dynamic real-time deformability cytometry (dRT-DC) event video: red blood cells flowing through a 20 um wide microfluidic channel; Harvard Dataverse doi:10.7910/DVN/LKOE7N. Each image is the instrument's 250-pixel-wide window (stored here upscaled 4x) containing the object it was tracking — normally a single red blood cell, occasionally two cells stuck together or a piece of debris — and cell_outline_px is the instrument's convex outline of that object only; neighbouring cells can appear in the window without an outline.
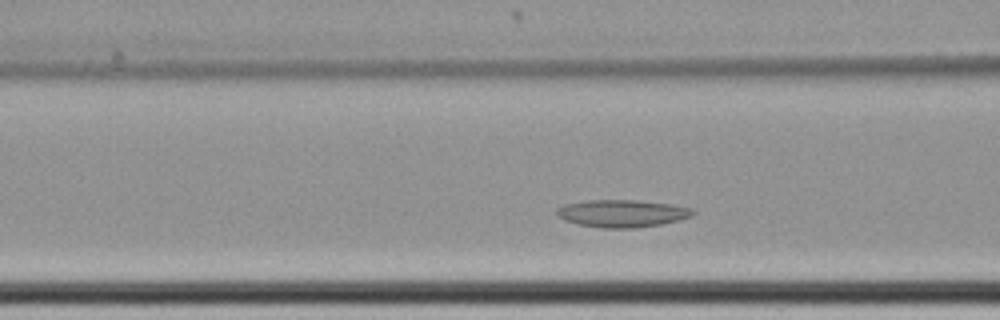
{"species": "common noctule bat (a hibernating species)", "species_latin": "Nyctalus noctula", "temperature_condition": "cold", "stored_images_in_passage": 32, "camera_frame_rate_fps": 3000, "um_per_image_px": 0.085, "animal": {"sex": "female", "body_mass_g": 22.7, "forearm_length_mm": 54.2}, "frame": {"image": 1, "passage_image": 5, "time_ms": 1.333, "image_size_px": [1000, 320], "cell_outline_px": [[696, 212], [692, 216], [680, 220], [660, 224], [636, 228], [600, 228], [576, 224], [564, 220], [556, 212], [556, 208], [564, 204], [588, 200], [636, 200], [672, 204], [696, 208]], "centroid_in_image_um": [52.92, 18.14], "position_along_channel_um": 113.7, "area_um2": 22.02}}
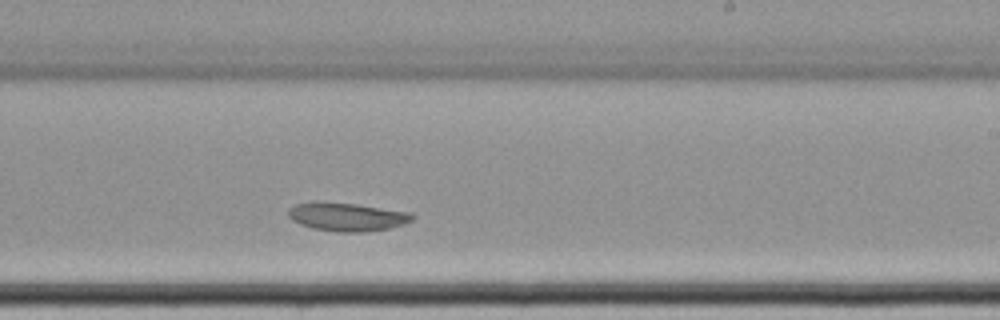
{"frame": {"image": 2, "passage_image": 18, "time_ms": 5.667, "image_size_px": [1000, 320], "cell_outline_px": [[416, 216], [412, 220], [388, 228], [364, 232], [336, 232], [312, 228], [300, 224], [292, 220], [288, 216], [288, 208], [296, 204], [356, 204], [412, 212]], "centroid_in_image_um": [29.54, 18.46], "position_along_channel_um": 259.5, "area_um2": 19.88}}
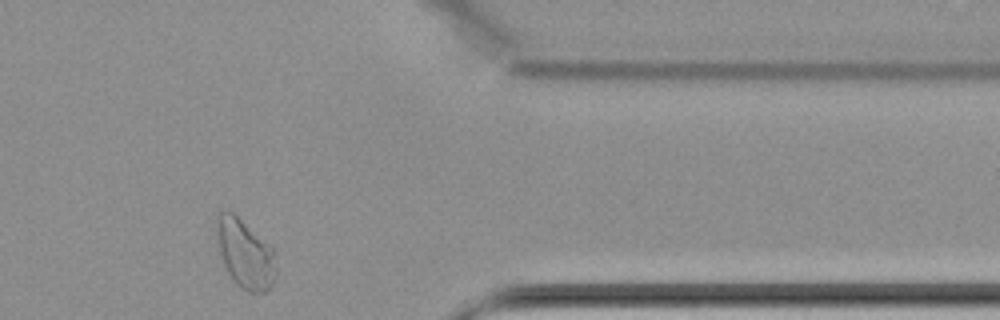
{"frame": {"image": 3, "passage_image": 31, "time_ms": 10.0, "image_size_px": [1000, 320], "cell_outline_px": [[276, 276], [272, 284], [264, 292], [248, 292], [236, 284], [228, 272], [224, 264], [220, 252], [216, 236], [216, 212], [224, 208], [232, 212], [272, 244], [276, 252]], "centroid_in_image_um": [20.85, 21.51], "position_along_channel_um": 390.6, "area_um2": 24.45}, "authors_computed_cell_mechanics": {"area_um2": 21.0392, "velocity_mm_per_s": 3.3717, "shape_relaxation_time_tau1_ms": null, "shape_relaxation_time_tau2_ms": 8.752, "deformation_change_tau1": null, "deformation_change_tau2": 0.0783}}